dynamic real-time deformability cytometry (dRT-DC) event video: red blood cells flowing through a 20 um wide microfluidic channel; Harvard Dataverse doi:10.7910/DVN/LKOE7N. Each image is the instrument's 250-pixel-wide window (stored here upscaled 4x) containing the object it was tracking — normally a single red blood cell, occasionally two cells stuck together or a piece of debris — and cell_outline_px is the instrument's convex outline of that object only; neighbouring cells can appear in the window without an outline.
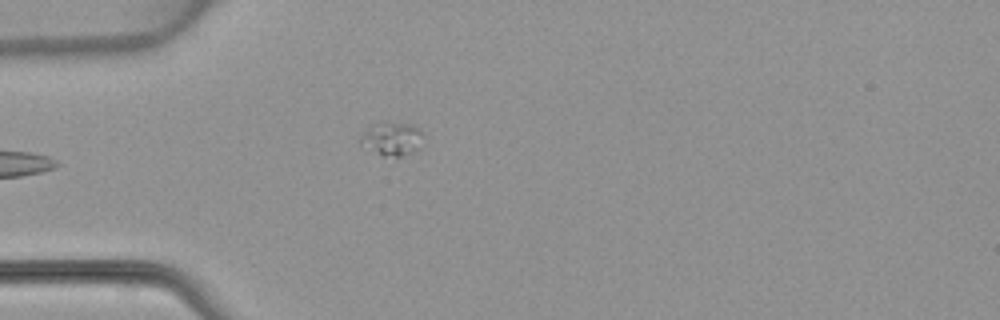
{"species": "common noctule bat (a hibernating species)", "species_latin": "Nyctalus noctula", "temperature_condition": "warm", "stored_images_in_passage": 4, "camera_frame_rate_fps": 3000, "um_per_image_px": 0.085, "animal": {"sex": "female", "body_mass_g": 22.7, "forearm_length_mm": 54.2}, "frame": {"image": 1, "passage_image": 4, "time_ms": 3.667, "image_size_px": [1000, 320], "cell_outline_px": [[424, 132], [420, 148], [400, 156], [380, 156], [360, 144], [360, 136], [372, 124], [380, 120], [412, 124]], "centroid_in_image_um": [33.31, 11.76], "position_along_channel_um": 51.7, "area_um2": 12.6}}